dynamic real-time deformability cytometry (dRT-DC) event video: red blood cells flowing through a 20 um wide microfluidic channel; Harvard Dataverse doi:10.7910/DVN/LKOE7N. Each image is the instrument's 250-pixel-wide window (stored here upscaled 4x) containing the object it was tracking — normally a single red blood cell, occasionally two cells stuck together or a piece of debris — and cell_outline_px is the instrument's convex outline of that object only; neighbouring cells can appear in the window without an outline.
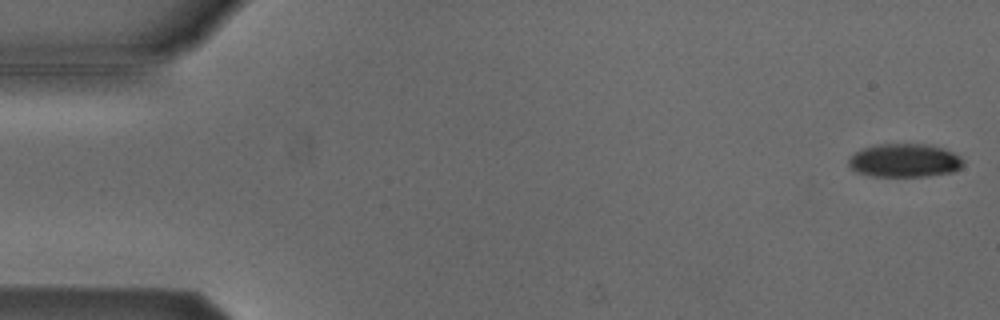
{"species": "Egyptian fruit bat (a non-hibernating species)", "species_latin": "Rousettus aegyptiacus", "temperature_condition": "cold", "stored_images_in_passage": 53, "camera_frame_rate_fps": 3000, "um_per_image_px": 0.085, "animal": {"sex": "male"}, "frame": {"image": 1, "passage_image": 1, "time_ms": 0.0, "image_size_px": [1000, 320], "cell_outline_px": [[964, 164], [960, 168], [952, 172], [928, 176], [872, 176], [856, 172], [848, 168], [848, 156], [860, 148], [876, 144], [928, 144], [944, 148], [960, 156], [964, 160]], "centroid_in_image_um": [76.84, 13.63], "position_along_channel_um": 8.2, "area_um2": 22.77}}
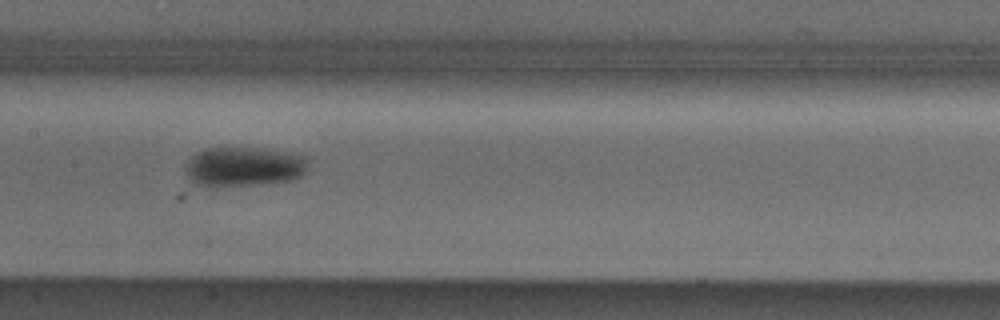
{"frame": {"image": 2, "passage_image": 26, "time_ms": 8.333, "image_size_px": [1000, 320], "cell_outline_px": [[308, 160], [304, 172], [300, 176], [292, 180], [252, 184], [208, 188], [196, 184], [188, 176], [184, 168], [188, 160], [192, 156], [204, 148], [256, 148], [308, 156]], "centroid_in_image_um": [20.67, 14.18], "position_along_channel_um": 186.7, "area_um2": 28.15}}
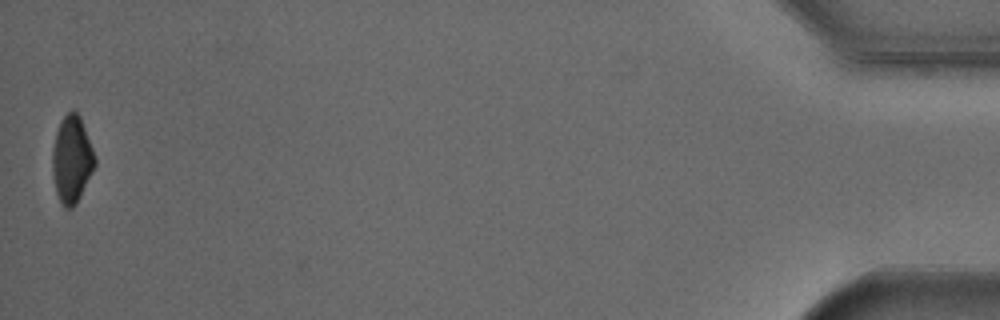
{"frame": {"image": 3, "passage_image": 53, "time_ms": 17.333, "image_size_px": [1000, 320], "cell_outline_px": [[96, 164], [76, 204], [72, 208], [64, 208], [56, 192], [52, 172], [52, 148], [56, 132], [60, 120], [72, 108], [80, 116], [96, 156]], "centroid_in_image_um": [6.1, 13.52], "position_along_channel_um": 429.1, "area_um2": 21.62}, "authors_computed_cell_mechanics": {"area_um2": 24.9696, "velocity_mm_per_s": 3.8052, "shape_relaxation_time_tau1_ms": 2.5607, "shape_relaxation_time_tau2_ms": null, "deformation_change_tau1": 0.0979, "deformation_change_tau2": null}}